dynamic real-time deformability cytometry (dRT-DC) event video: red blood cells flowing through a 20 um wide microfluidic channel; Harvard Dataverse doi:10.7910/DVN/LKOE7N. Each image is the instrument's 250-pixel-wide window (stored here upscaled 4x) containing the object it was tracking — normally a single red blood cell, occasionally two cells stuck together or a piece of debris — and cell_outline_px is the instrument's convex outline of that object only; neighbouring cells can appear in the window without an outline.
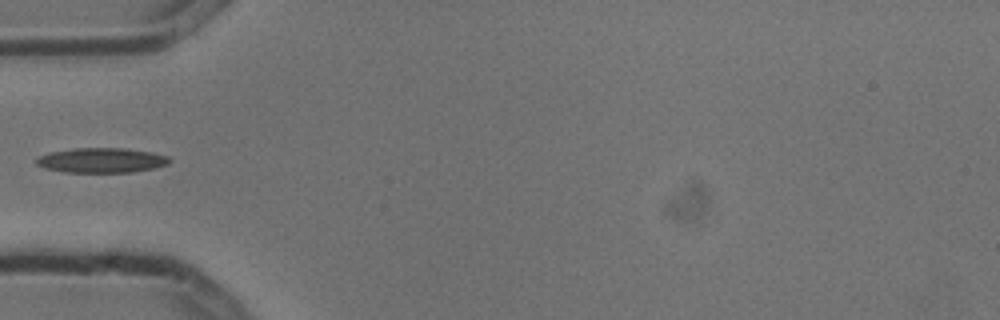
{"species": "common noctule bat (a hibernating species)", "species_latin": "Nyctalus noctula", "temperature_condition": "cold", "stored_images_in_passage": 2, "camera_frame_rate_fps": 3000, "um_per_image_px": 0.085, "animal": {"sex": "male", "body_mass_g": 13.3}, "frame": {"image": 1, "passage_image": 1, "time_ms": 0.0, "image_size_px": [1000, 320], "cell_outline_px": [[172, 160], [168, 164], [156, 168], [132, 172], [64, 172], [44, 168], [36, 164], [36, 160], [40, 156], [52, 152], [72, 148], [124, 148], [152, 152], [168, 156]], "centroid_in_image_um": [8.67, 13.63], "position_along_channel_um": 76.3, "area_um2": 19.31}}
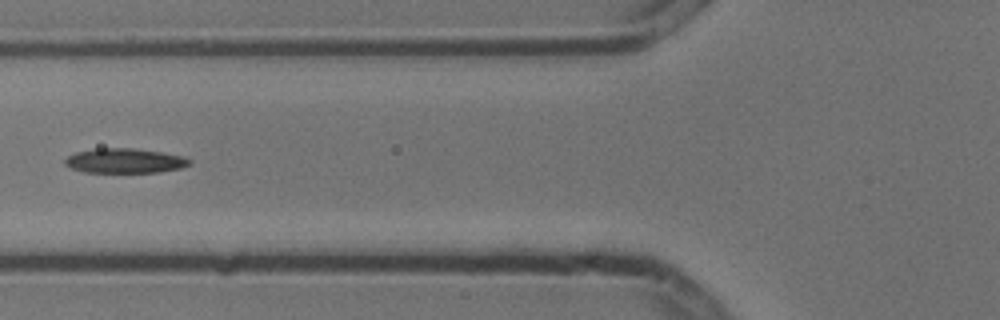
{"frame": {"image": 2, "passage_image": 2, "time_ms": 0.333, "image_size_px": [1000, 320], "cell_outline_px": [[192, 164], [180, 168], [160, 172], [84, 172], [72, 168], [64, 164], [64, 160], [68, 156], [76, 152], [96, 148], [136, 148], [184, 156], [192, 160]], "centroid_in_image_um": [10.63, 13.66], "position_along_channel_um": 115.2, "area_um2": 17.98}}